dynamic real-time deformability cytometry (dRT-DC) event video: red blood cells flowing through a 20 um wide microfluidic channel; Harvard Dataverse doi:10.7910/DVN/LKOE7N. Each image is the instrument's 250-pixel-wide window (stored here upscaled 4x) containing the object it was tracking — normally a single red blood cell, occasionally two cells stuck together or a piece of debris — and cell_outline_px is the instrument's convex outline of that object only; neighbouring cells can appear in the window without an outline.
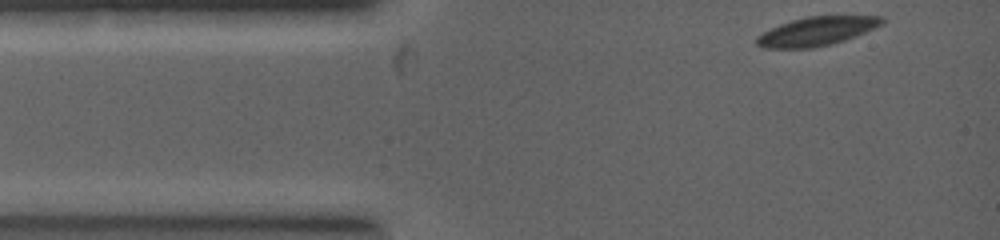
{"species": "common noctule bat (a hibernating species)", "species_latin": "Nyctalus noctula", "temperature_condition": "warm", "stored_images_in_passage": 4, "camera_frame_rate_fps": 5000, "um_per_image_px": 0.085, "animal": {"sex": "female", "body_mass_g": 19.0, "forearm_length_mm": 53.3}, "frame": {"image": 1, "passage_image": 1, "time_ms": 0.0, "image_size_px": [1000, 240], "cell_outline_px": [[884, 24], [844, 40], [828, 44], [808, 48], [764, 48], [756, 44], [756, 36], [780, 24], [792, 20], [808, 16], [880, 16], [884, 20]], "centroid_in_image_um": [69.4, 2.65], "position_along_channel_um": 15.6, "area_um2": 20.63}}
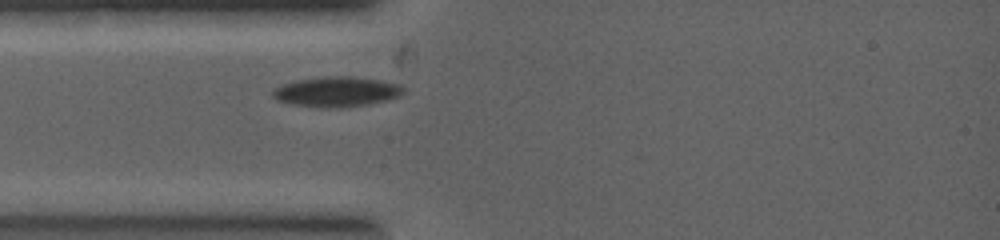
{"frame": {"image": 2, "passage_image": 4, "time_ms": 1.4, "image_size_px": [1000, 240], "cell_outline_px": [[404, 92], [388, 100], [368, 104], [336, 108], [328, 108], [296, 104], [280, 100], [272, 96], [272, 92], [276, 88], [284, 84], [296, 80], [328, 76], [348, 76], [380, 80], [400, 84], [404, 88]], "centroid_in_image_um": [28.65, 7.79], "position_along_channel_um": 56.3, "area_um2": 22.48}}